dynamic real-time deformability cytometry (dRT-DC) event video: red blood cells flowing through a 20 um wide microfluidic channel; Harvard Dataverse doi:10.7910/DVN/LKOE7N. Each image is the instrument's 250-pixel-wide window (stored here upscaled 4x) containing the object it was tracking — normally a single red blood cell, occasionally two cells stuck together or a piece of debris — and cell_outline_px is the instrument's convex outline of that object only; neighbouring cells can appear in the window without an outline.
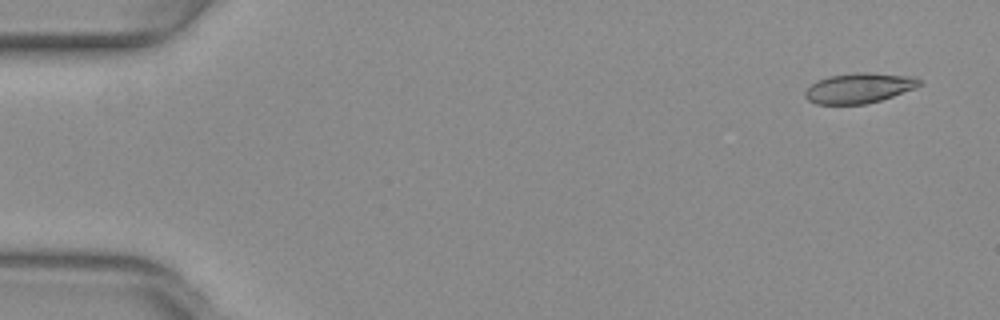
{"species": "common noctule bat (a hibernating species)", "species_latin": "Nyctalus noctula", "temperature_condition": "warm", "stored_images_in_passage": 13, "camera_frame_rate_fps": 3000, "um_per_image_px": 0.085, "animal": {"sex": "female", "body_mass_g": 29.2, "forearm_length_mm": 56.3}, "frame": {"image": 1, "passage_image": 3, "time_ms": 0.667, "image_size_px": [1000, 320], "cell_outline_px": [[920, 84], [916, 88], [868, 104], [816, 104], [808, 100], [804, 96], [804, 92], [816, 80], [828, 76], [856, 72], [868, 72], [916, 76], [920, 80]], "centroid_in_image_um": [73.02, 7.47], "position_along_channel_um": 12.0, "area_um2": 20.23}}